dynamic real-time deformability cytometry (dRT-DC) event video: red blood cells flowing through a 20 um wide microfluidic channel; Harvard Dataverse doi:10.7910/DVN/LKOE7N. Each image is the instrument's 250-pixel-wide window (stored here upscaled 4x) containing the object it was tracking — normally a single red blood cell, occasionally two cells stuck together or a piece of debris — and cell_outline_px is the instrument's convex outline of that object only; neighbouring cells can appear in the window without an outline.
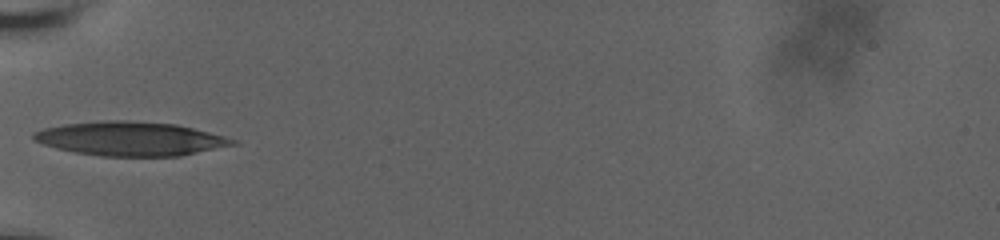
{"species": "human", "species_latin": "Homo sapiens", "temperature_condition": "room temperature", "stored_images_in_passage": 9, "camera_frame_rate_fps": 3000, "um_per_image_px": 0.085, "donor": {"sex": "male"}, "frame": {"image": 1, "passage_image": 1, "time_ms": 0.0, "image_size_px": [1000, 240], "cell_outline_px": [[240, 144], [180, 156], [100, 156], [76, 152], [56, 148], [32, 140], [32, 132], [44, 128], [64, 124], [104, 120], [124, 120], [176, 124], [224, 136], [236, 140]], "centroid_in_image_um": [11.08, 11.79], "position_along_channel_um": 73.9, "area_um2": 39.48}}
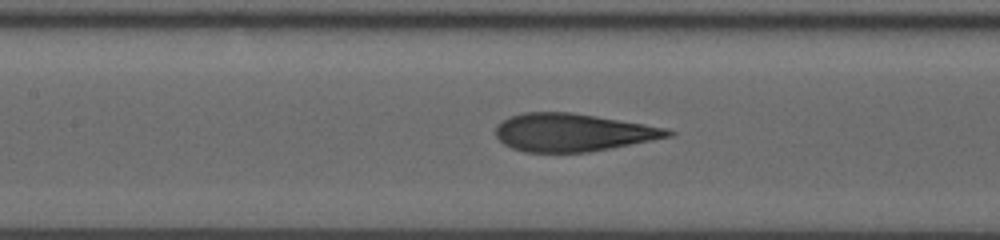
{"frame": {"image": 2, "passage_image": 6, "time_ms": 2.333, "image_size_px": [1000, 240], "cell_outline_px": [[676, 132], [672, 136], [652, 140], [588, 152], [524, 152], [512, 148], [504, 144], [496, 136], [496, 124], [500, 120], [524, 112], [572, 112], [668, 128]], "centroid_in_image_um": [48.66, 11.25], "position_along_channel_um": 158.7, "area_um2": 37.92}}
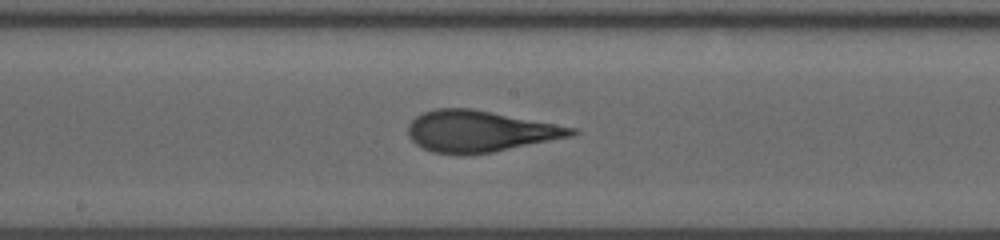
{"frame": {"image": 3, "passage_image": 8, "time_ms": 3.667, "image_size_px": [1000, 240], "cell_outline_px": [[580, 132], [572, 136], [492, 152], [464, 156], [432, 152], [416, 144], [408, 136], [408, 124], [416, 116], [424, 112], [436, 108], [472, 108], [576, 128]], "centroid_in_image_um": [40.75, 11.16], "position_along_channel_um": 207.4, "area_um2": 39.36}}